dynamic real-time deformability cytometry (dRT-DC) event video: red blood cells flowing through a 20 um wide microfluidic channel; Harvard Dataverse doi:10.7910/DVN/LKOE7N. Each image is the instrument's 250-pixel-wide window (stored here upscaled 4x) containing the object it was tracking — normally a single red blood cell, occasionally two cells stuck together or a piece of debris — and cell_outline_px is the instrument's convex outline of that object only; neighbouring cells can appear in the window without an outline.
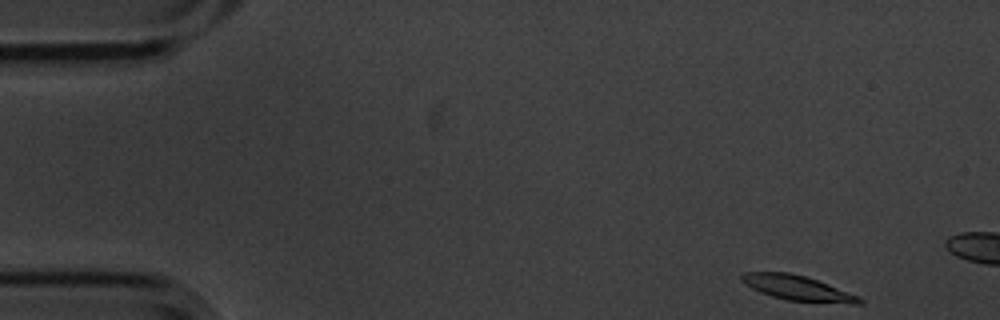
{"species": "common noctule bat (a hibernating species)", "species_latin": "Nyctalus noctula", "temperature_condition": "cold", "stored_images_in_passage": 4, "camera_frame_rate_fps": 3000, "um_per_image_px": 0.085, "animal": {"sex": "male", "body_mass_g": 20.1, "forearm_length_mm": 53.5}, "frame": {"image": 1, "passage_image": 1, "time_ms": 0.0, "image_size_px": [1000, 320], "cell_outline_px": [[864, 304], [852, 304], [788, 300], [772, 296], [760, 292], [744, 284], [740, 280], [740, 276], [744, 272], [788, 272], [804, 276], [828, 284], [860, 296], [864, 300]], "centroid_in_image_um": [67.81, 24.48], "position_along_channel_um": 17.2, "area_um2": 17.11}}